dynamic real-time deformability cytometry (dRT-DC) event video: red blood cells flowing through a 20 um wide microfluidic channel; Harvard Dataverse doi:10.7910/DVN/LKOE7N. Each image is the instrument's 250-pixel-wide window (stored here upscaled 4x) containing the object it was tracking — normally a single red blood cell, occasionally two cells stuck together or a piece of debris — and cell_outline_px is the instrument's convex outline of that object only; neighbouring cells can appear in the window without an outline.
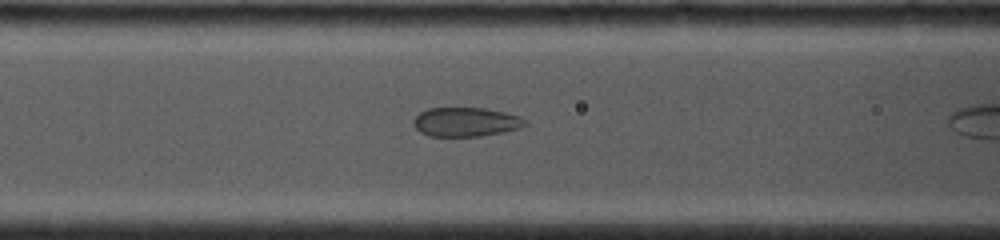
{"species": "common noctule bat (a hibernating species)", "species_latin": "Nyctalus noctula", "temperature_condition": "cold", "stored_images_in_passage": 11, "camera_frame_rate_fps": 4000, "um_per_image_px": 0.085, "animal": {"sex": "female", "body_mass_g": 19.0, "forearm_length_mm": 53.3}, "frame": {"image": 1, "passage_image": 10, "time_ms": 4.0, "image_size_px": [1000, 240], "cell_outline_px": [[528, 124], [520, 128], [504, 132], [480, 136], [428, 136], [420, 132], [412, 124], [412, 120], [420, 112], [428, 108], [484, 108], [504, 112], [520, 116]], "centroid_in_image_um": [39.57, 10.37], "position_along_channel_um": 127.0, "area_um2": 19.02}}